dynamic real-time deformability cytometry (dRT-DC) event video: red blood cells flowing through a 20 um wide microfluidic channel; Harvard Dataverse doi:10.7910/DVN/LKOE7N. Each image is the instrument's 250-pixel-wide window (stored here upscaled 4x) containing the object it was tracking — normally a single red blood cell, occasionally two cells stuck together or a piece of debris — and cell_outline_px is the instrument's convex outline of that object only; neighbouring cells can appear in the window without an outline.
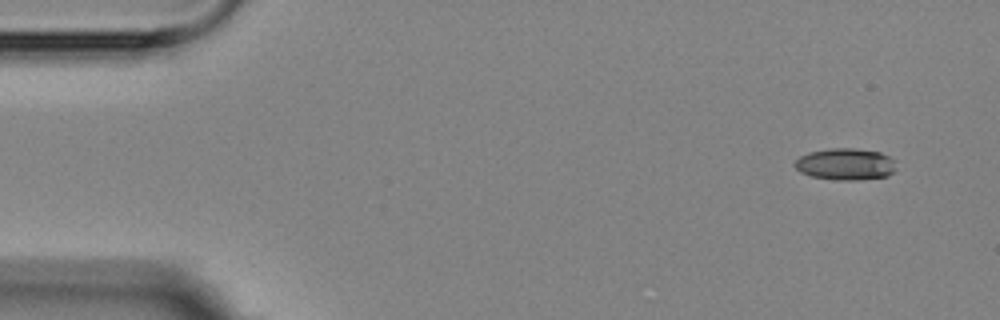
{"species": "Egyptian fruit bat (a non-hibernating species)", "species_latin": "Rousettus aegyptiacus", "temperature_condition": "room temperature", "stored_images_in_passage": 5, "camera_frame_rate_fps": 3000, "um_per_image_px": 0.085, "animal": {"sex": "female"}, "frame": {"image": 1, "passage_image": 1, "time_ms": 0.0, "image_size_px": [1000, 320], "cell_outline_px": [[896, 172], [888, 176], [856, 180], [836, 180], [812, 176], [800, 172], [792, 164], [800, 156], [808, 152], [832, 148], [856, 148], [880, 152], [896, 160]], "centroid_in_image_um": [71.9, 13.95], "position_along_channel_um": 13.1, "area_um2": 19.02}}